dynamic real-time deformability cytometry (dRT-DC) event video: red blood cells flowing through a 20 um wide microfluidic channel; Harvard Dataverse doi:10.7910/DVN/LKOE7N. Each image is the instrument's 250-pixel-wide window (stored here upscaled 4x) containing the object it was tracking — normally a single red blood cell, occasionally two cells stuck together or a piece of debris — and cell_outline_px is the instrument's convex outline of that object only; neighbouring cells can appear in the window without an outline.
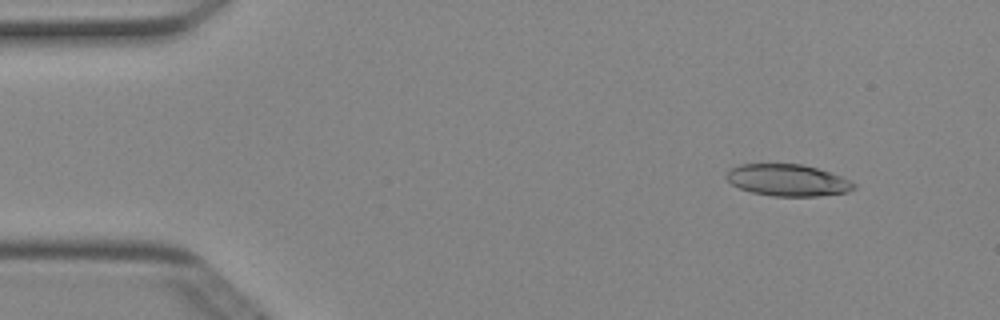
{"species": "Egyptian fruit bat (a non-hibernating species)", "species_latin": "Rousettus aegyptiacus", "temperature_condition": "cold", "stored_images_in_passage": 6, "camera_frame_rate_fps": 3000, "um_per_image_px": 0.085, "animal": {"sex": "female"}, "frame": {"image": 1, "passage_image": 1, "time_ms": 0.0, "image_size_px": [1000, 320], "cell_outline_px": [[856, 188], [848, 192], [816, 196], [772, 196], [752, 192], [740, 188], [732, 184], [724, 176], [728, 168], [740, 164], [804, 164], [840, 176], [856, 184]], "centroid_in_image_um": [66.92, 15.31], "position_along_channel_um": 18.1, "area_um2": 23.58}}